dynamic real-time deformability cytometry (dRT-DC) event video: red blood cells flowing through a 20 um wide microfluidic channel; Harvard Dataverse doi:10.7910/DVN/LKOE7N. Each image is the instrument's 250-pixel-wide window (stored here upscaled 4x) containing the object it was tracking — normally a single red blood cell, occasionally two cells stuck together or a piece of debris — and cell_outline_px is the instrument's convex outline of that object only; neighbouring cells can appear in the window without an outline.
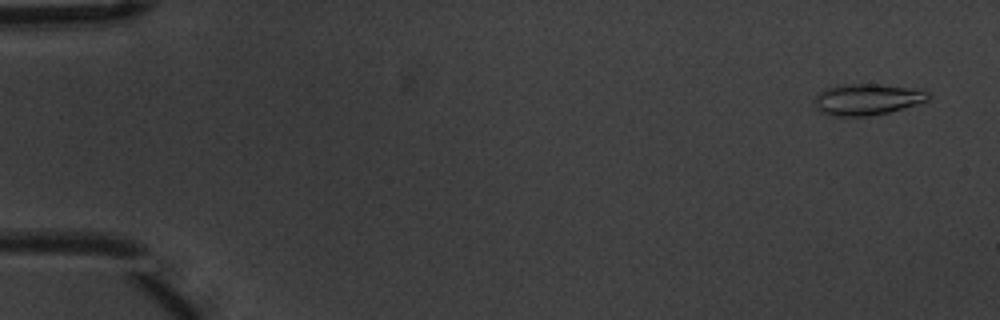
{"species": "common noctule bat (a hibernating species)", "species_latin": "Nyctalus noctula", "temperature_condition": "warm", "stored_images_in_passage": 5, "camera_frame_rate_fps": 3000, "um_per_image_px": 0.085, "animal": {"sex": "male", "body_mass_g": 20.1, "forearm_length_mm": 53.5}, "frame": {"image": 1, "passage_image": 1, "time_ms": 0.0, "image_size_px": [1000, 320], "cell_outline_px": [[932, 96], [928, 100], [920, 104], [888, 112], [868, 116], [832, 116], [820, 112], [816, 108], [812, 100], [824, 88], [836, 84], [880, 84], [920, 88], [928, 92]], "centroid_in_image_um": [73.72, 8.43], "position_along_channel_um": 11.3, "area_um2": 21.33}}
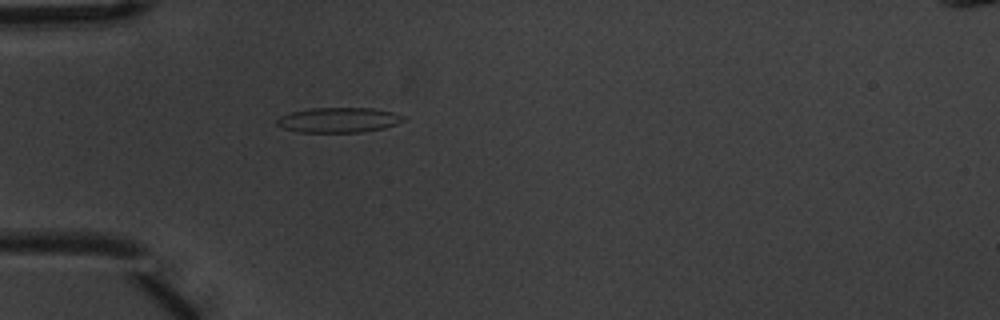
{"frame": {"image": 2, "passage_image": 5, "time_ms": 1.333, "image_size_px": [1000, 320], "cell_outline_px": [[404, 120], [396, 124], [384, 128], [364, 132], [300, 132], [284, 128], [276, 124], [276, 120], [280, 116], [292, 112], [308, 108], [372, 108], [392, 112], [404, 116]], "centroid_in_image_um": [28.78, 10.2], "position_along_channel_um": 56.2, "area_um2": 18.38}}